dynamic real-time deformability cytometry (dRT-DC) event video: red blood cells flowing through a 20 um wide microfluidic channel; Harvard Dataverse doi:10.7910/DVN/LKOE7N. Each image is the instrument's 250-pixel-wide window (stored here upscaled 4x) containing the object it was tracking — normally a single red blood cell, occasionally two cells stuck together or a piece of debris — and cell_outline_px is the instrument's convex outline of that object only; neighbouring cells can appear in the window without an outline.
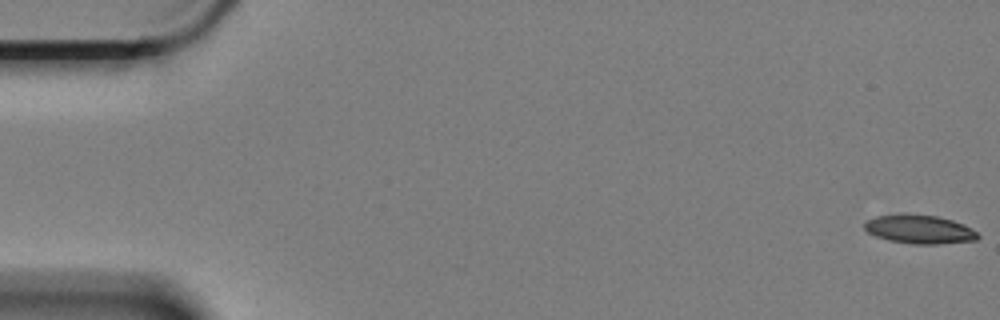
{"species": "Egyptian fruit bat (a non-hibernating species)", "species_latin": "Rousettus aegyptiacus", "temperature_condition": "cold", "stored_images_in_passage": 43, "camera_frame_rate_fps": 3000, "um_per_image_px": 0.085, "animal": {"sex": "female"}, "frame": {"image": 1, "passage_image": 1, "time_ms": 0.0, "image_size_px": [1000, 320], "cell_outline_px": [[980, 236], [976, 240], [936, 244], [912, 244], [888, 240], [876, 236], [868, 232], [864, 228], [864, 224], [868, 220], [876, 216], [900, 212], [904, 212], [936, 216], [952, 220], [964, 224], [976, 232]], "centroid_in_image_um": [78.12, 19.47], "position_along_channel_um": 6.9, "area_um2": 19.19}}
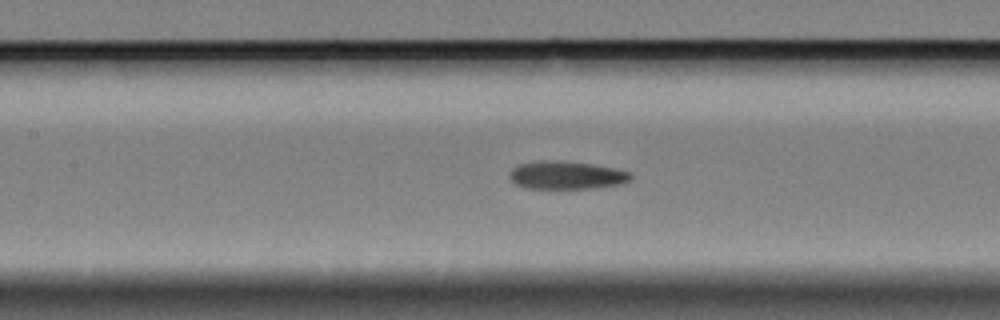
{"frame": {"image": 2, "passage_image": 27, "time_ms": 8.667, "image_size_px": [1000, 320], "cell_outline_px": [[632, 176], [628, 180], [620, 184], [596, 188], [524, 188], [516, 184], [508, 176], [512, 168], [520, 164], [540, 160], [560, 160], [592, 164], [616, 168], [632, 172]], "centroid_in_image_um": [48.15, 14.88], "position_along_channel_um": 159.3, "area_um2": 19.88}}
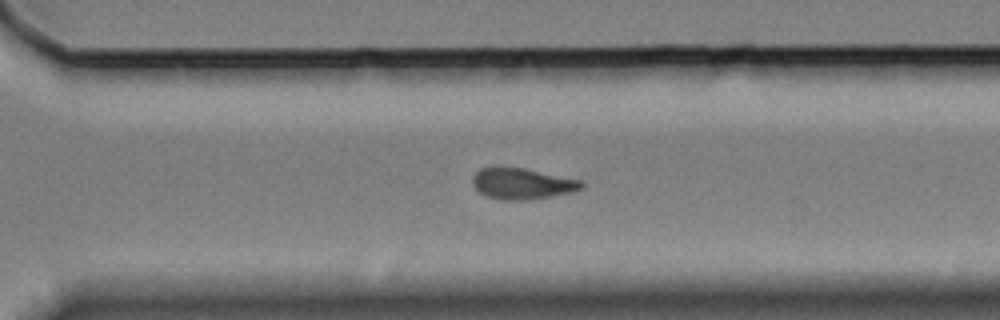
{"frame": {"image": 3, "passage_image": 42, "time_ms": 13.667, "image_size_px": [1000, 320], "cell_outline_px": [[584, 188], [572, 192], [532, 200], [500, 200], [484, 196], [472, 184], [472, 176], [480, 168], [520, 168], [584, 180]], "centroid_in_image_um": [44.41, 15.64], "position_along_channel_um": 326.2, "area_um2": 19.77}}